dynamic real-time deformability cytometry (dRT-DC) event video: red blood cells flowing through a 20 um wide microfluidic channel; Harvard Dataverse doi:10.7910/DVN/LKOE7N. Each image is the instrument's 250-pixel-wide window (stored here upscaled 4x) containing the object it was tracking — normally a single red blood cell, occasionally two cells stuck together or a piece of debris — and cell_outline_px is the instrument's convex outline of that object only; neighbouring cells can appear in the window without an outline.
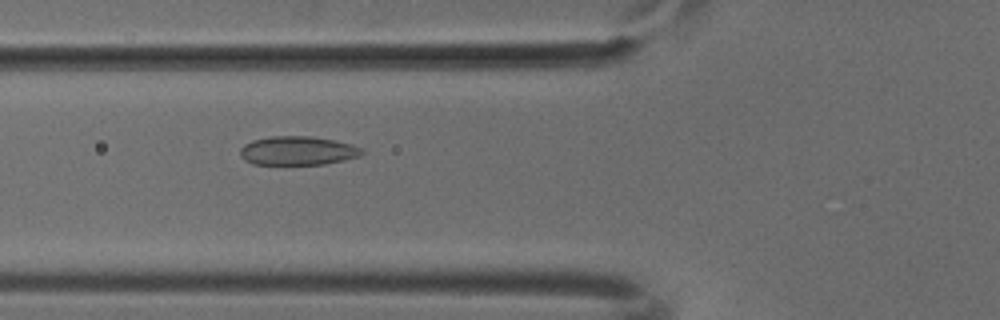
{"species": "common noctule bat (a hibernating species)", "species_latin": "Nyctalus noctula", "temperature_condition": "cold", "stored_images_in_passage": 51, "camera_frame_rate_fps": 3000, "um_per_image_px": 0.085, "animal": {"sex": "male", "body_mass_g": 18.8}, "frame": {"image": 1, "passage_image": 19, "time_ms": 6.0, "image_size_px": [1000, 320], "cell_outline_px": [[364, 152], [360, 156], [344, 160], [324, 164], [252, 164], [244, 160], [240, 156], [240, 148], [244, 144], [252, 140], [272, 136], [308, 136], [332, 140], [352, 144], [364, 148]], "centroid_in_image_um": [25.3, 12.81], "position_along_channel_um": 100.5, "area_um2": 20.52}}
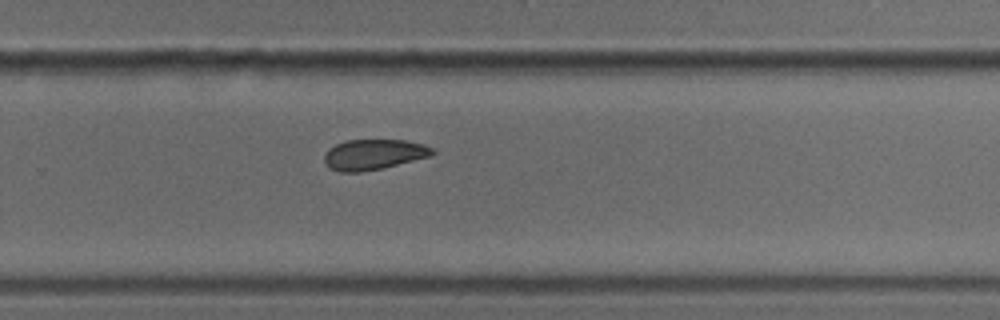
{"frame": {"image": 2, "passage_image": 34, "time_ms": 11.0, "image_size_px": [1000, 320], "cell_outline_px": [[436, 152], [432, 156], [384, 168], [360, 172], [340, 172], [332, 168], [324, 160], [324, 156], [328, 148], [344, 140], [404, 140], [420, 144], [432, 148]], "centroid_in_image_um": [31.77, 13.13], "position_along_channel_um": 298.0, "area_um2": 19.13}}
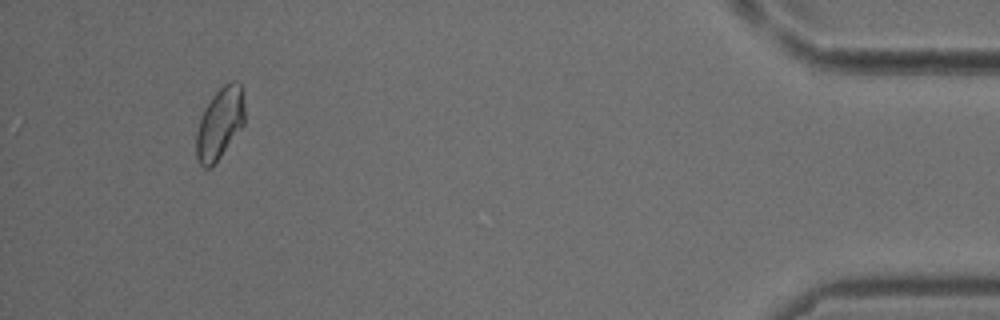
{"frame": {"image": 3, "passage_image": 48, "time_ms": 15.667, "image_size_px": [1000, 320], "cell_outline_px": [[244, 124], [212, 168], [204, 168], [196, 160], [196, 132], [204, 108], [212, 96], [224, 84], [232, 80], [236, 80], [240, 84], [244, 104]], "centroid_in_image_um": [18.67, 10.51], "position_along_channel_um": 416.5, "area_um2": 20.17}}